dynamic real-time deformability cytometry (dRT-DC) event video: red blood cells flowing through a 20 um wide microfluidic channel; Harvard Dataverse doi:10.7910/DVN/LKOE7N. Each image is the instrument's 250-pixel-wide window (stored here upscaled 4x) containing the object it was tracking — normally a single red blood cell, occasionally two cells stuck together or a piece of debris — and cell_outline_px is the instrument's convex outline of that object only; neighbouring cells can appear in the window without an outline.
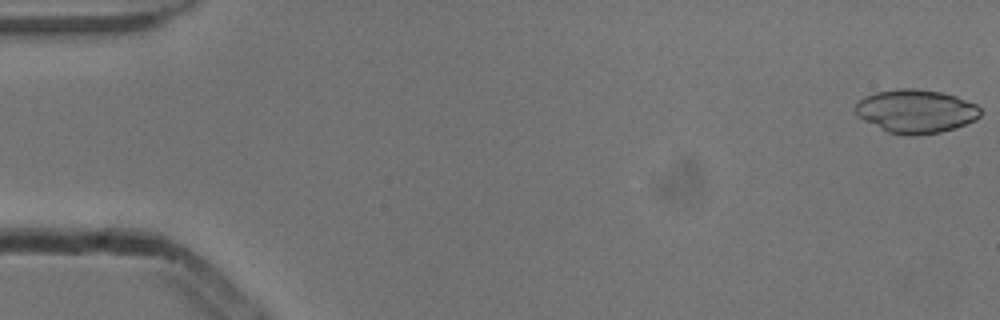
{"species": "common noctule bat (a hibernating species)", "species_latin": "Nyctalus noctula", "temperature_condition": "cold", "stored_images_in_passage": 53, "camera_frame_rate_fps": 3000, "um_per_image_px": 0.085, "animal": {"sex": "male", "body_mass_g": 13.3}, "frame": {"image": 1, "passage_image": 1, "time_ms": 0.0, "image_size_px": [1000, 320], "cell_outline_px": [[980, 116], [976, 120], [956, 128], [940, 132], [916, 136], [904, 136], [888, 132], [864, 120], [856, 112], [856, 104], [864, 96], [876, 92], [900, 88], [916, 88], [940, 92], [956, 96], [976, 104], [980, 108]], "centroid_in_image_um": [77.88, 9.46], "position_along_channel_um": 7.1, "area_um2": 31.73}}